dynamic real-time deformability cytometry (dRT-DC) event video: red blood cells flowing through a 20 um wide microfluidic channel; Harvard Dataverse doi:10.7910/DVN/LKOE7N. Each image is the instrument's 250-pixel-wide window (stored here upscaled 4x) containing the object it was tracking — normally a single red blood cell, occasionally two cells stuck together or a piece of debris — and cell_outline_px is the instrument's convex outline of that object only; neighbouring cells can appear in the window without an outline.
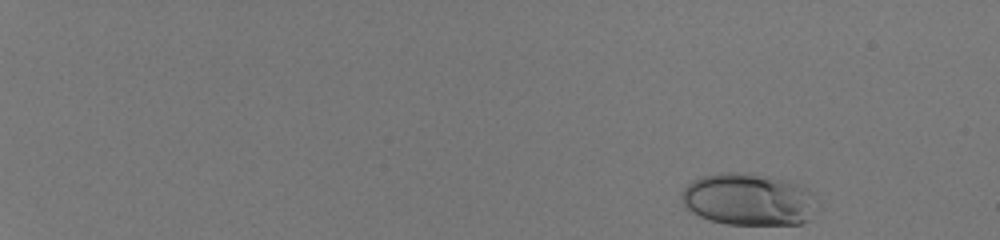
{"species": "human", "species_latin": "Homo sapiens", "temperature_condition": "room temperature", "stored_images_in_passage": 49, "camera_frame_rate_fps": 3000, "um_per_image_px": 0.085, "donor": {"sex": "male"}, "frame": {"image": 1, "passage_image": 1, "time_ms": 0.0, "image_size_px": [1000, 240], "cell_outline_px": [[820, 208], [808, 220], [800, 224], [728, 224], [708, 220], [692, 212], [684, 204], [680, 196], [684, 188], [692, 180], [704, 176], [728, 172], [748, 172], [788, 180], [808, 188], [816, 192]], "centroid_in_image_um": [63.73, 16.95], "position_along_channel_um": 21.3, "area_um2": 41.91}}
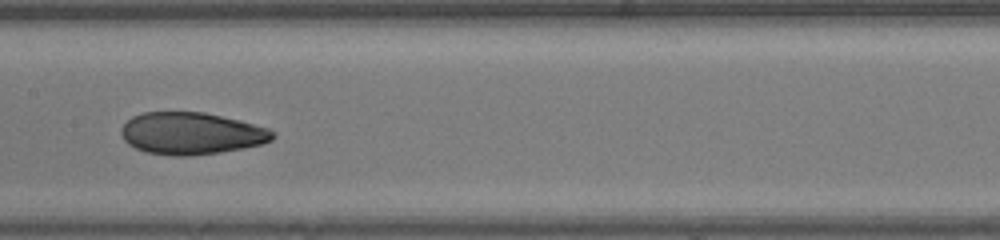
{"frame": {"image": 2, "passage_image": 28, "time_ms": 9.0, "image_size_px": [1000, 240], "cell_outline_px": [[276, 136], [272, 140], [260, 144], [244, 148], [220, 152], [188, 156], [172, 156], [144, 152], [128, 144], [124, 140], [120, 132], [120, 128], [132, 116], [144, 112], [204, 112], [240, 120], [268, 128], [276, 132]], "centroid_in_image_um": [16.26, 11.34], "position_along_channel_um": 191.1, "area_um2": 37.34}}
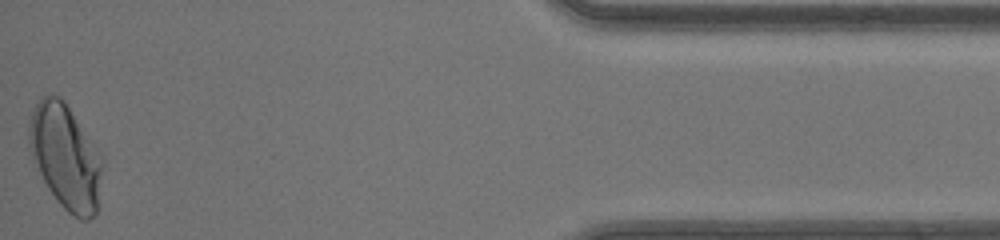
{"frame": {"image": 3, "passage_image": 49, "time_ms": 16.0, "image_size_px": [1000, 240], "cell_outline_px": [[104, 160], [96, 212], [88, 220], [80, 220], [68, 212], [56, 200], [48, 188], [40, 172], [28, 144], [28, 120], [40, 96], [60, 96], [64, 100]], "centroid_in_image_um": [5.57, 13.32], "position_along_channel_um": 429.6, "area_um2": 44.22}, "authors_computed_cell_mechanics": {"area_um2": 37.3388, "velocity_mm_per_s": 4.1703, "shape_relaxation_time_tau1_ms": 5.7233, "shape_relaxation_time_tau2_ms": 0.8841, "deformation_change_tau1": 0.2087, "deformation_change_tau2": 0.0467}}